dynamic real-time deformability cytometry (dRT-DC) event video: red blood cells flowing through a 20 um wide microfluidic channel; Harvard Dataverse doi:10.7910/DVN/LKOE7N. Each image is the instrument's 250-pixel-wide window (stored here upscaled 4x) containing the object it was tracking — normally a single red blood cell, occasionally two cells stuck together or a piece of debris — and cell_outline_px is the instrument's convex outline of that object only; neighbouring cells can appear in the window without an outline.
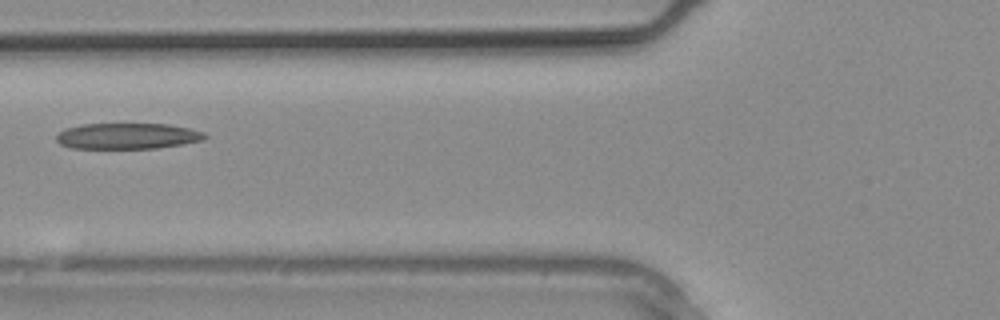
{"species": "common noctule bat (a hibernating species)", "species_latin": "Nyctalus noctula", "temperature_condition": "warm", "stored_images_in_passage": 7, "camera_frame_rate_fps": 3000, "um_per_image_px": 0.085, "animal": {"sex": "male", "body_mass_g": 20.4}, "frame": {"image": 1, "passage_image": 6, "time_ms": 1.667, "image_size_px": [1000, 320], "cell_outline_px": [[208, 136], [204, 140], [184, 144], [156, 148], [72, 148], [60, 144], [56, 140], [56, 136], [64, 128], [80, 124], [168, 124], [188, 128], [204, 132]], "centroid_in_image_um": [10.84, 11.56], "position_along_channel_um": 115.0, "area_um2": 22.48}}